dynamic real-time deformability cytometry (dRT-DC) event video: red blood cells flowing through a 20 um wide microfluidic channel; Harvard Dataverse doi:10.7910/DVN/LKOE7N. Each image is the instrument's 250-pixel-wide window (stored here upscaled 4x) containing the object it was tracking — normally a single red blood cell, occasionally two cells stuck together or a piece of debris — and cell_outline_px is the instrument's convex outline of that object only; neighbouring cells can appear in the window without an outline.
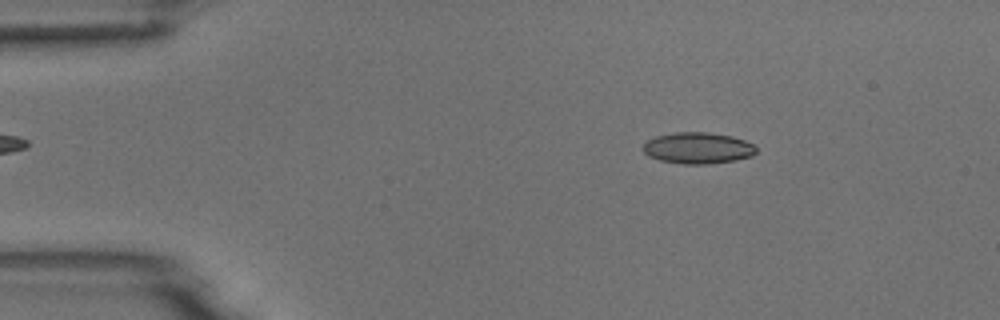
{"species": "common noctule bat (a hibernating species)", "species_latin": "Nyctalus noctula", "temperature_condition": "room temperature", "stored_images_in_passage": 53, "camera_frame_rate_fps": 3000, "um_per_image_px": 0.085, "animal": {"sex": "male", "body_mass_g": 18.8}, "frame": {"image": 1, "passage_image": 8, "time_ms": 2.333, "image_size_px": [1000, 320], "cell_outline_px": [[756, 152], [752, 156], [736, 160], [708, 164], [684, 164], [660, 160], [648, 156], [644, 152], [644, 140], [656, 136], [676, 132], [708, 132], [732, 136], [744, 140], [752, 144], [756, 148]], "centroid_in_image_um": [59.3, 12.58], "position_along_channel_um": 25.7, "area_um2": 20.69}}
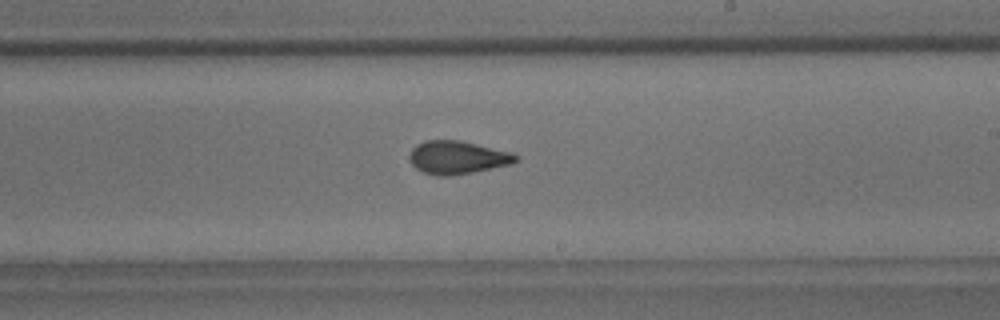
{"frame": {"image": 2, "passage_image": 31, "time_ms": 10.0, "image_size_px": [1000, 320], "cell_outline_px": [[520, 160], [512, 164], [452, 176], [436, 176], [424, 172], [416, 168], [408, 160], [408, 156], [412, 148], [416, 144], [424, 140], [460, 140], [512, 152], [520, 156]], "centroid_in_image_um": [38.89, 13.38], "position_along_channel_um": 250.1, "area_um2": 20.81}}
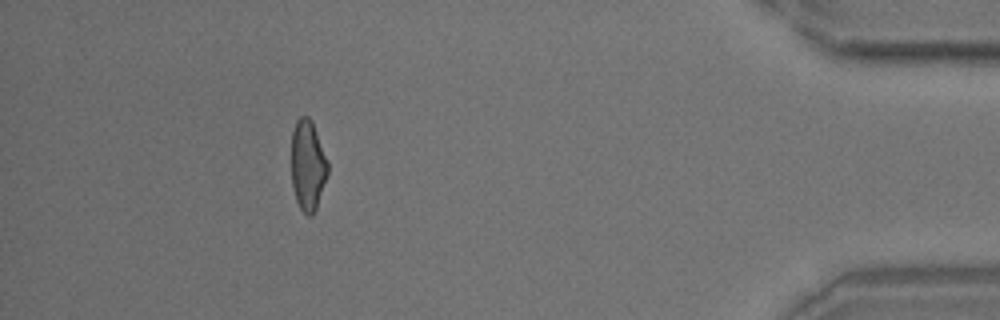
{"frame": {"image": 3, "passage_image": 48, "time_ms": 15.667, "image_size_px": [1000, 320], "cell_outline_px": [[328, 172], [316, 208], [312, 216], [308, 216], [300, 208], [296, 200], [292, 184], [292, 132], [296, 120], [300, 116], [308, 116], [312, 120], [328, 160]], "centroid_in_image_um": [26.16, 14.02], "position_along_channel_um": 409.0, "area_um2": 19.19}, "authors_computed_cell_mechanics": {"area_um2": 20.3456, "velocity_mm_per_s": 3.7595, "shape_relaxation_time_tau1_ms": 8.425, "shape_relaxation_time_tau2_ms": 2.0933, "deformation_change_tau1": 0.1948, "deformation_change_tau2": 0.0896}}